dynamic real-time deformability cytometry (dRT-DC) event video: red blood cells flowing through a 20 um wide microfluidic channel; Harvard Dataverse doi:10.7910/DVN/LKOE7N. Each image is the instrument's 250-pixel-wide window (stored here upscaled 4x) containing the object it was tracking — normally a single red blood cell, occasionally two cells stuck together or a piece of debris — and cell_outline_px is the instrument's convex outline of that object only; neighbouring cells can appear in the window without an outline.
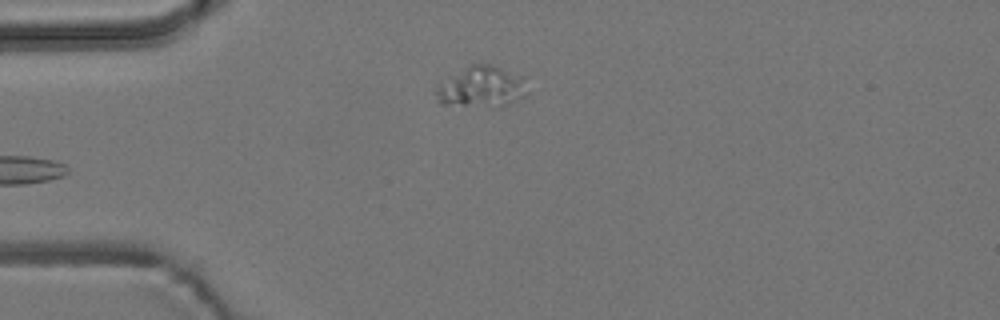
{"species": "common noctule bat (a hibernating species)", "species_latin": "Nyctalus noctula", "temperature_condition": "room temperature", "stored_images_in_passage": 6, "camera_frame_rate_fps": 3000, "um_per_image_px": 0.085, "animal": {"sex": "male", "body_mass_g": 19.2, "forearm_length_mm": 51.8}, "frame": {"image": 1, "passage_image": 4, "time_ms": 4.333, "image_size_px": [1000, 320], "cell_outline_px": [[528, 92], [524, 96], [508, 104], [444, 104], [436, 100], [436, 88], [440, 84], [468, 64], [492, 64], [524, 76]], "centroid_in_image_um": [40.97, 7.32], "position_along_channel_um": 44.0, "area_um2": 21.1}}
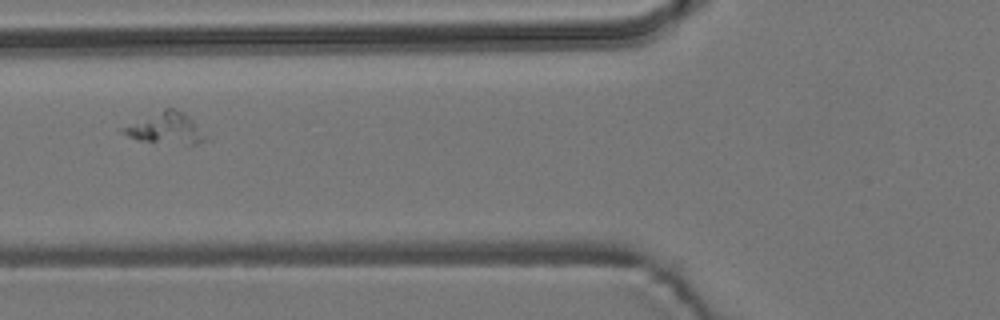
{"frame": {"image": 2, "passage_image": 6, "time_ms": 6.667, "image_size_px": [1000, 320], "cell_outline_px": [[204, 140], [196, 144], [188, 144], [140, 140], [128, 136], [120, 132], [120, 128], [164, 108], [172, 108], [184, 112], [192, 120]], "centroid_in_image_um": [14.0, 10.88], "position_along_channel_um": 111.8, "area_um2": 14.22}}